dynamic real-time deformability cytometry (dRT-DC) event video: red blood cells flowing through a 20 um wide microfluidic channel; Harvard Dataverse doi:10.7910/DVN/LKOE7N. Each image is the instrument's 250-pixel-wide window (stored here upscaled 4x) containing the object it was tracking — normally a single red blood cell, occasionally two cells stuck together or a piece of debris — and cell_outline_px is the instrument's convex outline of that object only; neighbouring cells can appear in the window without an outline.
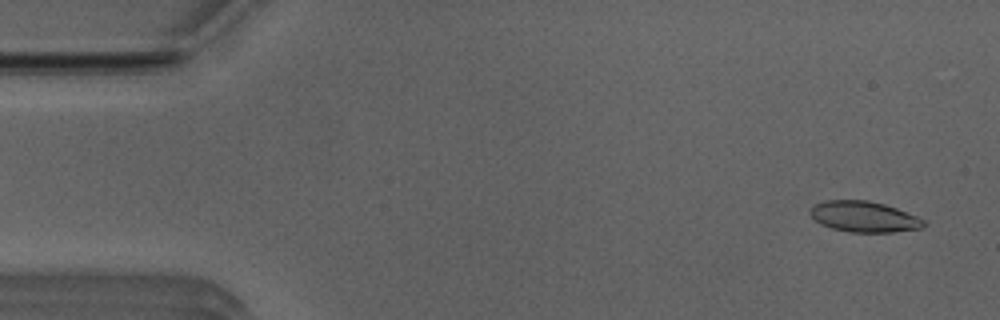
{"species": "Egyptian fruit bat (a non-hibernating species)", "species_latin": "Rousettus aegyptiacus", "temperature_condition": "room temperature", "stored_images_in_passage": 51, "camera_frame_rate_fps": 3000, "um_per_image_px": 0.085, "animal": {"sex": "male"}, "frame": {"image": 1, "passage_image": 2, "time_ms": 0.333, "image_size_px": [1000, 320], "cell_outline_px": [[928, 224], [920, 228], [892, 232], [848, 232], [832, 228], [820, 224], [808, 212], [816, 204], [824, 200], [868, 200], [884, 204], [896, 208], [916, 216], [924, 220]], "centroid_in_image_um": [73.44, 18.42], "position_along_channel_um": 11.6, "area_um2": 20.29}}
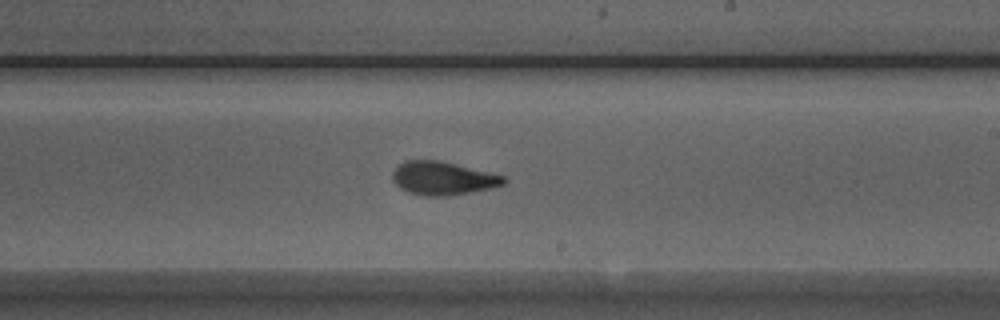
{"frame": {"image": 2, "passage_image": 29, "time_ms": 9.333, "image_size_px": [1000, 320], "cell_outline_px": [[508, 180], [504, 184], [488, 188], [448, 196], [424, 196], [408, 192], [400, 188], [392, 180], [392, 172], [404, 160], [440, 160], [504, 176]], "centroid_in_image_um": [37.6, 15.15], "position_along_channel_um": 251.4, "area_um2": 21.44}}
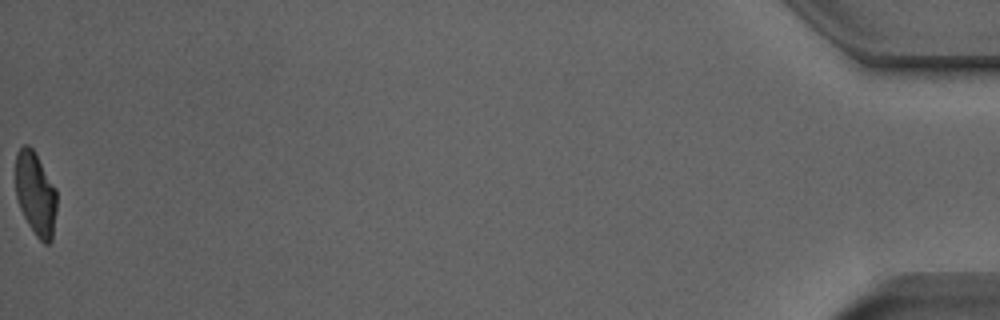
{"frame": {"image": 3, "passage_image": 51, "time_ms": 16.667, "image_size_px": [1000, 320], "cell_outline_px": [[56, 208], [52, 240], [48, 244], [44, 244], [36, 236], [28, 224], [20, 208], [16, 196], [16, 152], [24, 144], [28, 144], [32, 148], [56, 188]], "centroid_in_image_um": [3.02, 16.48], "position_along_channel_um": 432.2, "area_um2": 19.94}, "authors_computed_cell_mechanics": {"area_um2": 20.9236, "velocity_mm_per_s": 3.9561, "shape_relaxation_time_tau1_ms": 3.7068, "shape_relaxation_time_tau2_ms": 1.6842, "deformation_change_tau1": 0.168, "deformation_change_tau2": 0.0879}}